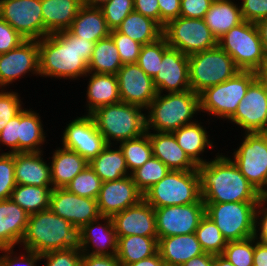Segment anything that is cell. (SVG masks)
Here are the masks:
<instances>
[{
    "instance_id": "cell-12",
    "label": "cell",
    "mask_w": 267,
    "mask_h": 266,
    "mask_svg": "<svg viewBox=\"0 0 267 266\" xmlns=\"http://www.w3.org/2000/svg\"><path fill=\"white\" fill-rule=\"evenodd\" d=\"M162 36L169 47L186 55L214 48L218 40L203 19L178 17L163 27Z\"/></svg>"
},
{
    "instance_id": "cell-10",
    "label": "cell",
    "mask_w": 267,
    "mask_h": 266,
    "mask_svg": "<svg viewBox=\"0 0 267 266\" xmlns=\"http://www.w3.org/2000/svg\"><path fill=\"white\" fill-rule=\"evenodd\" d=\"M258 202L204 203L205 215L228 241L253 237L255 208Z\"/></svg>"
},
{
    "instance_id": "cell-13",
    "label": "cell",
    "mask_w": 267,
    "mask_h": 266,
    "mask_svg": "<svg viewBox=\"0 0 267 266\" xmlns=\"http://www.w3.org/2000/svg\"><path fill=\"white\" fill-rule=\"evenodd\" d=\"M158 239L195 233L205 215L202 198L196 203L154 208Z\"/></svg>"
},
{
    "instance_id": "cell-17",
    "label": "cell",
    "mask_w": 267,
    "mask_h": 266,
    "mask_svg": "<svg viewBox=\"0 0 267 266\" xmlns=\"http://www.w3.org/2000/svg\"><path fill=\"white\" fill-rule=\"evenodd\" d=\"M49 209L69 221L78 230L101 217L97 199L78 196L66 188L52 189Z\"/></svg>"
},
{
    "instance_id": "cell-38",
    "label": "cell",
    "mask_w": 267,
    "mask_h": 266,
    "mask_svg": "<svg viewBox=\"0 0 267 266\" xmlns=\"http://www.w3.org/2000/svg\"><path fill=\"white\" fill-rule=\"evenodd\" d=\"M122 66L118 49L110 35L94 44L88 63L89 72L116 75Z\"/></svg>"
},
{
    "instance_id": "cell-23",
    "label": "cell",
    "mask_w": 267,
    "mask_h": 266,
    "mask_svg": "<svg viewBox=\"0 0 267 266\" xmlns=\"http://www.w3.org/2000/svg\"><path fill=\"white\" fill-rule=\"evenodd\" d=\"M112 220L117 236L158 237L155 210L144 199L138 204L114 214Z\"/></svg>"
},
{
    "instance_id": "cell-43",
    "label": "cell",
    "mask_w": 267,
    "mask_h": 266,
    "mask_svg": "<svg viewBox=\"0 0 267 266\" xmlns=\"http://www.w3.org/2000/svg\"><path fill=\"white\" fill-rule=\"evenodd\" d=\"M103 181L88 165L76 175L64 188L81 197L97 199Z\"/></svg>"
},
{
    "instance_id": "cell-19",
    "label": "cell",
    "mask_w": 267,
    "mask_h": 266,
    "mask_svg": "<svg viewBox=\"0 0 267 266\" xmlns=\"http://www.w3.org/2000/svg\"><path fill=\"white\" fill-rule=\"evenodd\" d=\"M121 102L147 109L157 95L153 78L137 63L123 64L116 74Z\"/></svg>"
},
{
    "instance_id": "cell-55",
    "label": "cell",
    "mask_w": 267,
    "mask_h": 266,
    "mask_svg": "<svg viewBox=\"0 0 267 266\" xmlns=\"http://www.w3.org/2000/svg\"><path fill=\"white\" fill-rule=\"evenodd\" d=\"M239 3L243 20L256 23L267 17V0H241Z\"/></svg>"
},
{
    "instance_id": "cell-15",
    "label": "cell",
    "mask_w": 267,
    "mask_h": 266,
    "mask_svg": "<svg viewBox=\"0 0 267 266\" xmlns=\"http://www.w3.org/2000/svg\"><path fill=\"white\" fill-rule=\"evenodd\" d=\"M66 125L61 136L62 146L75 151L88 162L108 145L89 114L77 116Z\"/></svg>"
},
{
    "instance_id": "cell-11",
    "label": "cell",
    "mask_w": 267,
    "mask_h": 266,
    "mask_svg": "<svg viewBox=\"0 0 267 266\" xmlns=\"http://www.w3.org/2000/svg\"><path fill=\"white\" fill-rule=\"evenodd\" d=\"M232 161L262 195L267 189V132L244 133Z\"/></svg>"
},
{
    "instance_id": "cell-26",
    "label": "cell",
    "mask_w": 267,
    "mask_h": 266,
    "mask_svg": "<svg viewBox=\"0 0 267 266\" xmlns=\"http://www.w3.org/2000/svg\"><path fill=\"white\" fill-rule=\"evenodd\" d=\"M152 146L153 156L160 159L170 170H197L171 132L147 131Z\"/></svg>"
},
{
    "instance_id": "cell-45",
    "label": "cell",
    "mask_w": 267,
    "mask_h": 266,
    "mask_svg": "<svg viewBox=\"0 0 267 266\" xmlns=\"http://www.w3.org/2000/svg\"><path fill=\"white\" fill-rule=\"evenodd\" d=\"M222 255L234 266H253L254 238L228 241Z\"/></svg>"
},
{
    "instance_id": "cell-31",
    "label": "cell",
    "mask_w": 267,
    "mask_h": 266,
    "mask_svg": "<svg viewBox=\"0 0 267 266\" xmlns=\"http://www.w3.org/2000/svg\"><path fill=\"white\" fill-rule=\"evenodd\" d=\"M60 147L54 149L52 157H49L52 160L49 163L53 188H64L89 165V162L75 151Z\"/></svg>"
},
{
    "instance_id": "cell-22",
    "label": "cell",
    "mask_w": 267,
    "mask_h": 266,
    "mask_svg": "<svg viewBox=\"0 0 267 266\" xmlns=\"http://www.w3.org/2000/svg\"><path fill=\"white\" fill-rule=\"evenodd\" d=\"M78 247L82 254L116 255L118 236L112 217L101 216L83 225L78 230Z\"/></svg>"
},
{
    "instance_id": "cell-35",
    "label": "cell",
    "mask_w": 267,
    "mask_h": 266,
    "mask_svg": "<svg viewBox=\"0 0 267 266\" xmlns=\"http://www.w3.org/2000/svg\"><path fill=\"white\" fill-rule=\"evenodd\" d=\"M89 165L103 182L130 176L123 153L120 147L116 148L114 144H108Z\"/></svg>"
},
{
    "instance_id": "cell-64",
    "label": "cell",
    "mask_w": 267,
    "mask_h": 266,
    "mask_svg": "<svg viewBox=\"0 0 267 266\" xmlns=\"http://www.w3.org/2000/svg\"><path fill=\"white\" fill-rule=\"evenodd\" d=\"M260 40L263 46L264 51L267 53V17L260 19L256 23Z\"/></svg>"
},
{
    "instance_id": "cell-44",
    "label": "cell",
    "mask_w": 267,
    "mask_h": 266,
    "mask_svg": "<svg viewBox=\"0 0 267 266\" xmlns=\"http://www.w3.org/2000/svg\"><path fill=\"white\" fill-rule=\"evenodd\" d=\"M168 47L169 45L163 36L153 43L142 45L136 63L145 71L148 76L154 78L159 71V66L163 58V52Z\"/></svg>"
},
{
    "instance_id": "cell-20",
    "label": "cell",
    "mask_w": 267,
    "mask_h": 266,
    "mask_svg": "<svg viewBox=\"0 0 267 266\" xmlns=\"http://www.w3.org/2000/svg\"><path fill=\"white\" fill-rule=\"evenodd\" d=\"M157 93H180L191 90L188 55L168 47L163 52L158 73L153 78Z\"/></svg>"
},
{
    "instance_id": "cell-21",
    "label": "cell",
    "mask_w": 267,
    "mask_h": 266,
    "mask_svg": "<svg viewBox=\"0 0 267 266\" xmlns=\"http://www.w3.org/2000/svg\"><path fill=\"white\" fill-rule=\"evenodd\" d=\"M143 193L137 188L132 176L103 182L97 197L101 216L112 217L128 207L138 204Z\"/></svg>"
},
{
    "instance_id": "cell-57",
    "label": "cell",
    "mask_w": 267,
    "mask_h": 266,
    "mask_svg": "<svg viewBox=\"0 0 267 266\" xmlns=\"http://www.w3.org/2000/svg\"><path fill=\"white\" fill-rule=\"evenodd\" d=\"M160 10V26L163 28L168 22L180 17L181 0H157Z\"/></svg>"
},
{
    "instance_id": "cell-53",
    "label": "cell",
    "mask_w": 267,
    "mask_h": 266,
    "mask_svg": "<svg viewBox=\"0 0 267 266\" xmlns=\"http://www.w3.org/2000/svg\"><path fill=\"white\" fill-rule=\"evenodd\" d=\"M18 136H19V114L12 118L0 132V146L8 147L7 152L0 151L1 153H18Z\"/></svg>"
},
{
    "instance_id": "cell-1",
    "label": "cell",
    "mask_w": 267,
    "mask_h": 266,
    "mask_svg": "<svg viewBox=\"0 0 267 266\" xmlns=\"http://www.w3.org/2000/svg\"><path fill=\"white\" fill-rule=\"evenodd\" d=\"M94 42L73 35L69 30L38 40L40 77L80 80L89 72Z\"/></svg>"
},
{
    "instance_id": "cell-25",
    "label": "cell",
    "mask_w": 267,
    "mask_h": 266,
    "mask_svg": "<svg viewBox=\"0 0 267 266\" xmlns=\"http://www.w3.org/2000/svg\"><path fill=\"white\" fill-rule=\"evenodd\" d=\"M28 218L29 214L11 198L0 200V248L19 247Z\"/></svg>"
},
{
    "instance_id": "cell-66",
    "label": "cell",
    "mask_w": 267,
    "mask_h": 266,
    "mask_svg": "<svg viewBox=\"0 0 267 266\" xmlns=\"http://www.w3.org/2000/svg\"><path fill=\"white\" fill-rule=\"evenodd\" d=\"M110 0H82L83 5L89 6V7H102L105 3H107Z\"/></svg>"
},
{
    "instance_id": "cell-18",
    "label": "cell",
    "mask_w": 267,
    "mask_h": 266,
    "mask_svg": "<svg viewBox=\"0 0 267 266\" xmlns=\"http://www.w3.org/2000/svg\"><path fill=\"white\" fill-rule=\"evenodd\" d=\"M228 120L242 128L243 133L267 132V94L257 80L248 87Z\"/></svg>"
},
{
    "instance_id": "cell-61",
    "label": "cell",
    "mask_w": 267,
    "mask_h": 266,
    "mask_svg": "<svg viewBox=\"0 0 267 266\" xmlns=\"http://www.w3.org/2000/svg\"><path fill=\"white\" fill-rule=\"evenodd\" d=\"M214 255L210 253L200 254L189 261L183 263L181 266H213Z\"/></svg>"
},
{
    "instance_id": "cell-42",
    "label": "cell",
    "mask_w": 267,
    "mask_h": 266,
    "mask_svg": "<svg viewBox=\"0 0 267 266\" xmlns=\"http://www.w3.org/2000/svg\"><path fill=\"white\" fill-rule=\"evenodd\" d=\"M170 169L158 158L152 156L132 174L137 188L144 194L152 185L164 178Z\"/></svg>"
},
{
    "instance_id": "cell-2",
    "label": "cell",
    "mask_w": 267,
    "mask_h": 266,
    "mask_svg": "<svg viewBox=\"0 0 267 266\" xmlns=\"http://www.w3.org/2000/svg\"><path fill=\"white\" fill-rule=\"evenodd\" d=\"M215 156L197 166L203 202H258L261 194L240 172L231 156L219 151Z\"/></svg>"
},
{
    "instance_id": "cell-28",
    "label": "cell",
    "mask_w": 267,
    "mask_h": 266,
    "mask_svg": "<svg viewBox=\"0 0 267 266\" xmlns=\"http://www.w3.org/2000/svg\"><path fill=\"white\" fill-rule=\"evenodd\" d=\"M158 253L166 266H181L204 251L195 233L158 239Z\"/></svg>"
},
{
    "instance_id": "cell-32",
    "label": "cell",
    "mask_w": 267,
    "mask_h": 266,
    "mask_svg": "<svg viewBox=\"0 0 267 266\" xmlns=\"http://www.w3.org/2000/svg\"><path fill=\"white\" fill-rule=\"evenodd\" d=\"M203 20L217 40L244 21L235 0H214Z\"/></svg>"
},
{
    "instance_id": "cell-4",
    "label": "cell",
    "mask_w": 267,
    "mask_h": 266,
    "mask_svg": "<svg viewBox=\"0 0 267 266\" xmlns=\"http://www.w3.org/2000/svg\"><path fill=\"white\" fill-rule=\"evenodd\" d=\"M145 112L147 131L172 133L198 120L195 116L201 113L199 94L192 90L157 93Z\"/></svg>"
},
{
    "instance_id": "cell-58",
    "label": "cell",
    "mask_w": 267,
    "mask_h": 266,
    "mask_svg": "<svg viewBox=\"0 0 267 266\" xmlns=\"http://www.w3.org/2000/svg\"><path fill=\"white\" fill-rule=\"evenodd\" d=\"M134 11L153 19L160 25V10L157 0H134Z\"/></svg>"
},
{
    "instance_id": "cell-9",
    "label": "cell",
    "mask_w": 267,
    "mask_h": 266,
    "mask_svg": "<svg viewBox=\"0 0 267 266\" xmlns=\"http://www.w3.org/2000/svg\"><path fill=\"white\" fill-rule=\"evenodd\" d=\"M218 45L232 57L241 71H255L267 60V53L253 22L244 20L232 27L218 40Z\"/></svg>"
},
{
    "instance_id": "cell-8",
    "label": "cell",
    "mask_w": 267,
    "mask_h": 266,
    "mask_svg": "<svg viewBox=\"0 0 267 266\" xmlns=\"http://www.w3.org/2000/svg\"><path fill=\"white\" fill-rule=\"evenodd\" d=\"M254 71H239L234 77L199 93L200 112L227 120L255 81Z\"/></svg>"
},
{
    "instance_id": "cell-5",
    "label": "cell",
    "mask_w": 267,
    "mask_h": 266,
    "mask_svg": "<svg viewBox=\"0 0 267 266\" xmlns=\"http://www.w3.org/2000/svg\"><path fill=\"white\" fill-rule=\"evenodd\" d=\"M145 109L125 102L98 108L92 116L107 144L138 138L147 132ZM113 141V142H112Z\"/></svg>"
},
{
    "instance_id": "cell-30",
    "label": "cell",
    "mask_w": 267,
    "mask_h": 266,
    "mask_svg": "<svg viewBox=\"0 0 267 266\" xmlns=\"http://www.w3.org/2000/svg\"><path fill=\"white\" fill-rule=\"evenodd\" d=\"M82 5V0H41L44 37L68 30Z\"/></svg>"
},
{
    "instance_id": "cell-47",
    "label": "cell",
    "mask_w": 267,
    "mask_h": 266,
    "mask_svg": "<svg viewBox=\"0 0 267 266\" xmlns=\"http://www.w3.org/2000/svg\"><path fill=\"white\" fill-rule=\"evenodd\" d=\"M20 94L7 89H0V132L5 125L24 108Z\"/></svg>"
},
{
    "instance_id": "cell-29",
    "label": "cell",
    "mask_w": 267,
    "mask_h": 266,
    "mask_svg": "<svg viewBox=\"0 0 267 266\" xmlns=\"http://www.w3.org/2000/svg\"><path fill=\"white\" fill-rule=\"evenodd\" d=\"M202 123L197 120L194 123L183 125L172 132L178 145L196 166L207 162V159L203 157L204 152L208 150L207 148H210V150L215 148L213 140L210 139L209 132L204 125L202 126Z\"/></svg>"
},
{
    "instance_id": "cell-56",
    "label": "cell",
    "mask_w": 267,
    "mask_h": 266,
    "mask_svg": "<svg viewBox=\"0 0 267 266\" xmlns=\"http://www.w3.org/2000/svg\"><path fill=\"white\" fill-rule=\"evenodd\" d=\"M214 0H181L180 16L203 19Z\"/></svg>"
},
{
    "instance_id": "cell-6",
    "label": "cell",
    "mask_w": 267,
    "mask_h": 266,
    "mask_svg": "<svg viewBox=\"0 0 267 266\" xmlns=\"http://www.w3.org/2000/svg\"><path fill=\"white\" fill-rule=\"evenodd\" d=\"M153 208L196 203L201 199L198 170H170L143 194Z\"/></svg>"
},
{
    "instance_id": "cell-36",
    "label": "cell",
    "mask_w": 267,
    "mask_h": 266,
    "mask_svg": "<svg viewBox=\"0 0 267 266\" xmlns=\"http://www.w3.org/2000/svg\"><path fill=\"white\" fill-rule=\"evenodd\" d=\"M157 252L158 237L118 236L116 256L123 266L148 258Z\"/></svg>"
},
{
    "instance_id": "cell-60",
    "label": "cell",
    "mask_w": 267,
    "mask_h": 266,
    "mask_svg": "<svg viewBox=\"0 0 267 266\" xmlns=\"http://www.w3.org/2000/svg\"><path fill=\"white\" fill-rule=\"evenodd\" d=\"M253 266H267V244L254 239Z\"/></svg>"
},
{
    "instance_id": "cell-63",
    "label": "cell",
    "mask_w": 267,
    "mask_h": 266,
    "mask_svg": "<svg viewBox=\"0 0 267 266\" xmlns=\"http://www.w3.org/2000/svg\"><path fill=\"white\" fill-rule=\"evenodd\" d=\"M255 79L263 87L265 93L267 94V60L255 71Z\"/></svg>"
},
{
    "instance_id": "cell-37",
    "label": "cell",
    "mask_w": 267,
    "mask_h": 266,
    "mask_svg": "<svg viewBox=\"0 0 267 266\" xmlns=\"http://www.w3.org/2000/svg\"><path fill=\"white\" fill-rule=\"evenodd\" d=\"M116 30L142 45L157 41L163 32V28L156 21L135 11L131 12Z\"/></svg>"
},
{
    "instance_id": "cell-39",
    "label": "cell",
    "mask_w": 267,
    "mask_h": 266,
    "mask_svg": "<svg viewBox=\"0 0 267 266\" xmlns=\"http://www.w3.org/2000/svg\"><path fill=\"white\" fill-rule=\"evenodd\" d=\"M53 188L17 184L11 199L29 215L49 209L50 195Z\"/></svg>"
},
{
    "instance_id": "cell-3",
    "label": "cell",
    "mask_w": 267,
    "mask_h": 266,
    "mask_svg": "<svg viewBox=\"0 0 267 266\" xmlns=\"http://www.w3.org/2000/svg\"><path fill=\"white\" fill-rule=\"evenodd\" d=\"M23 250L44 254L78 246V229L50 209L29 215L20 243Z\"/></svg>"
},
{
    "instance_id": "cell-34",
    "label": "cell",
    "mask_w": 267,
    "mask_h": 266,
    "mask_svg": "<svg viewBox=\"0 0 267 266\" xmlns=\"http://www.w3.org/2000/svg\"><path fill=\"white\" fill-rule=\"evenodd\" d=\"M33 109L23 108L19 113L18 153L44 152L46 132L39 113Z\"/></svg>"
},
{
    "instance_id": "cell-67",
    "label": "cell",
    "mask_w": 267,
    "mask_h": 266,
    "mask_svg": "<svg viewBox=\"0 0 267 266\" xmlns=\"http://www.w3.org/2000/svg\"><path fill=\"white\" fill-rule=\"evenodd\" d=\"M262 196H264V197L267 198V189H266V191L262 194Z\"/></svg>"
},
{
    "instance_id": "cell-52",
    "label": "cell",
    "mask_w": 267,
    "mask_h": 266,
    "mask_svg": "<svg viewBox=\"0 0 267 266\" xmlns=\"http://www.w3.org/2000/svg\"><path fill=\"white\" fill-rule=\"evenodd\" d=\"M253 238L267 244V198L262 195L255 208Z\"/></svg>"
},
{
    "instance_id": "cell-7",
    "label": "cell",
    "mask_w": 267,
    "mask_h": 266,
    "mask_svg": "<svg viewBox=\"0 0 267 266\" xmlns=\"http://www.w3.org/2000/svg\"><path fill=\"white\" fill-rule=\"evenodd\" d=\"M188 63L190 88L197 94L231 79L241 71L219 45L188 55Z\"/></svg>"
},
{
    "instance_id": "cell-51",
    "label": "cell",
    "mask_w": 267,
    "mask_h": 266,
    "mask_svg": "<svg viewBox=\"0 0 267 266\" xmlns=\"http://www.w3.org/2000/svg\"><path fill=\"white\" fill-rule=\"evenodd\" d=\"M14 248H0V266H39L41 255L33 251L25 250V253L14 252Z\"/></svg>"
},
{
    "instance_id": "cell-33",
    "label": "cell",
    "mask_w": 267,
    "mask_h": 266,
    "mask_svg": "<svg viewBox=\"0 0 267 266\" xmlns=\"http://www.w3.org/2000/svg\"><path fill=\"white\" fill-rule=\"evenodd\" d=\"M68 30L73 35L94 43L108 37L111 31L101 8L86 5L81 6Z\"/></svg>"
},
{
    "instance_id": "cell-40",
    "label": "cell",
    "mask_w": 267,
    "mask_h": 266,
    "mask_svg": "<svg viewBox=\"0 0 267 266\" xmlns=\"http://www.w3.org/2000/svg\"><path fill=\"white\" fill-rule=\"evenodd\" d=\"M118 144L126 160L130 175L153 156L150 138L147 133Z\"/></svg>"
},
{
    "instance_id": "cell-48",
    "label": "cell",
    "mask_w": 267,
    "mask_h": 266,
    "mask_svg": "<svg viewBox=\"0 0 267 266\" xmlns=\"http://www.w3.org/2000/svg\"><path fill=\"white\" fill-rule=\"evenodd\" d=\"M16 185L14 153H0V200L10 199Z\"/></svg>"
},
{
    "instance_id": "cell-14",
    "label": "cell",
    "mask_w": 267,
    "mask_h": 266,
    "mask_svg": "<svg viewBox=\"0 0 267 266\" xmlns=\"http://www.w3.org/2000/svg\"><path fill=\"white\" fill-rule=\"evenodd\" d=\"M0 17L26 40L44 38L41 0H0Z\"/></svg>"
},
{
    "instance_id": "cell-41",
    "label": "cell",
    "mask_w": 267,
    "mask_h": 266,
    "mask_svg": "<svg viewBox=\"0 0 267 266\" xmlns=\"http://www.w3.org/2000/svg\"><path fill=\"white\" fill-rule=\"evenodd\" d=\"M195 235L205 253L223 254L227 240L208 216L204 215L201 219L198 228L195 230Z\"/></svg>"
},
{
    "instance_id": "cell-50",
    "label": "cell",
    "mask_w": 267,
    "mask_h": 266,
    "mask_svg": "<svg viewBox=\"0 0 267 266\" xmlns=\"http://www.w3.org/2000/svg\"><path fill=\"white\" fill-rule=\"evenodd\" d=\"M81 258L82 252L78 246L41 254L44 266H81Z\"/></svg>"
},
{
    "instance_id": "cell-62",
    "label": "cell",
    "mask_w": 267,
    "mask_h": 266,
    "mask_svg": "<svg viewBox=\"0 0 267 266\" xmlns=\"http://www.w3.org/2000/svg\"><path fill=\"white\" fill-rule=\"evenodd\" d=\"M126 266H166L165 262L162 260L161 256L157 252L148 258H144L140 261L128 264Z\"/></svg>"
},
{
    "instance_id": "cell-16",
    "label": "cell",
    "mask_w": 267,
    "mask_h": 266,
    "mask_svg": "<svg viewBox=\"0 0 267 266\" xmlns=\"http://www.w3.org/2000/svg\"><path fill=\"white\" fill-rule=\"evenodd\" d=\"M30 73L40 76L38 40H25L18 47L0 54V89L9 88V84L13 85Z\"/></svg>"
},
{
    "instance_id": "cell-24",
    "label": "cell",
    "mask_w": 267,
    "mask_h": 266,
    "mask_svg": "<svg viewBox=\"0 0 267 266\" xmlns=\"http://www.w3.org/2000/svg\"><path fill=\"white\" fill-rule=\"evenodd\" d=\"M43 152L14 153V175L16 184L48 186L51 182L50 163L42 157Z\"/></svg>"
},
{
    "instance_id": "cell-49",
    "label": "cell",
    "mask_w": 267,
    "mask_h": 266,
    "mask_svg": "<svg viewBox=\"0 0 267 266\" xmlns=\"http://www.w3.org/2000/svg\"><path fill=\"white\" fill-rule=\"evenodd\" d=\"M120 56L122 64L136 63L140 54L142 44L134 41L130 37L119 33L116 29L110 31Z\"/></svg>"
},
{
    "instance_id": "cell-65",
    "label": "cell",
    "mask_w": 267,
    "mask_h": 266,
    "mask_svg": "<svg viewBox=\"0 0 267 266\" xmlns=\"http://www.w3.org/2000/svg\"><path fill=\"white\" fill-rule=\"evenodd\" d=\"M213 266H234L228 261L222 254L214 255V264Z\"/></svg>"
},
{
    "instance_id": "cell-54",
    "label": "cell",
    "mask_w": 267,
    "mask_h": 266,
    "mask_svg": "<svg viewBox=\"0 0 267 266\" xmlns=\"http://www.w3.org/2000/svg\"><path fill=\"white\" fill-rule=\"evenodd\" d=\"M26 39L0 17V54L18 47Z\"/></svg>"
},
{
    "instance_id": "cell-27",
    "label": "cell",
    "mask_w": 267,
    "mask_h": 266,
    "mask_svg": "<svg viewBox=\"0 0 267 266\" xmlns=\"http://www.w3.org/2000/svg\"><path fill=\"white\" fill-rule=\"evenodd\" d=\"M84 77L88 78L85 114L121 102L117 75L88 72Z\"/></svg>"
},
{
    "instance_id": "cell-46",
    "label": "cell",
    "mask_w": 267,
    "mask_h": 266,
    "mask_svg": "<svg viewBox=\"0 0 267 266\" xmlns=\"http://www.w3.org/2000/svg\"><path fill=\"white\" fill-rule=\"evenodd\" d=\"M100 8L108 28L115 30L134 11V0H110Z\"/></svg>"
},
{
    "instance_id": "cell-59",
    "label": "cell",
    "mask_w": 267,
    "mask_h": 266,
    "mask_svg": "<svg viewBox=\"0 0 267 266\" xmlns=\"http://www.w3.org/2000/svg\"><path fill=\"white\" fill-rule=\"evenodd\" d=\"M81 266H123L116 255L82 254Z\"/></svg>"
}]
</instances>
